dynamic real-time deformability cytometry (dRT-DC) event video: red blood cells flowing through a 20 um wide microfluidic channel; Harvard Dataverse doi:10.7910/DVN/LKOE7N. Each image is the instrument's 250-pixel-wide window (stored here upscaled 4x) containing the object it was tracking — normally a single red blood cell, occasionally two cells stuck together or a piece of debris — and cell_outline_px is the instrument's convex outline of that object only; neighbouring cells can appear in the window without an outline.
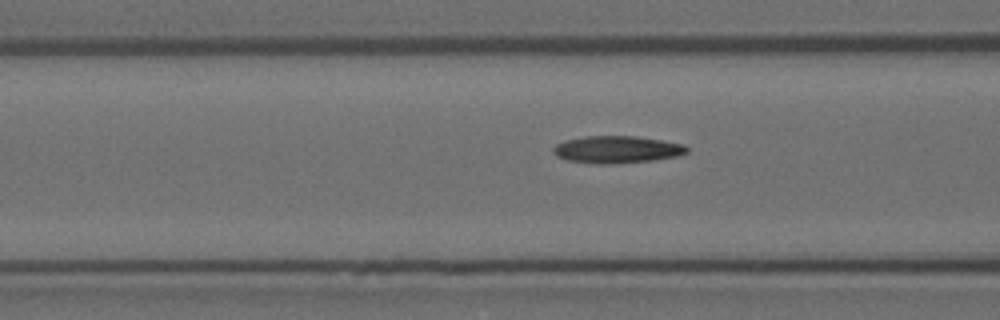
{"species": "Egyptian fruit bat (a non-hibernating species)", "species_latin": "Rousettus aegyptiacus", "temperature_condition": "room temperature", "stored_images_in_passage": 32, "camera_frame_rate_fps": 3000, "um_per_image_px": 0.085, "animal": {"sex": "female"}, "frame": {"image": 1, "passage_image": 10, "time_ms": 3.0, "image_size_px": [1000, 320], "cell_outline_px": [[688, 152], [676, 156], [652, 160], [608, 164], [604, 164], [568, 160], [556, 156], [552, 152], [552, 148], [556, 144], [564, 140], [584, 136], [636, 136], [684, 144], [688, 148]], "centroid_in_image_um": [52.4, 12.69], "position_along_channel_um": 114.2, "area_um2": 21.04}}
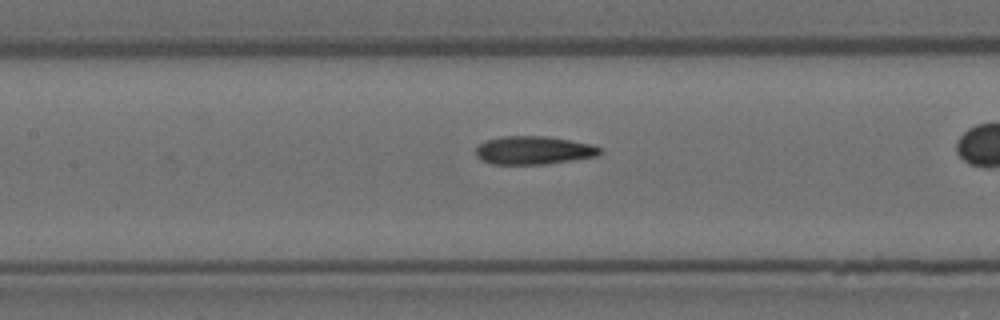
{"frame": {"image": 2, "passage_image": 14, "time_ms": 4.333, "image_size_px": [1000, 320], "cell_outline_px": [[604, 152], [596, 156], [544, 164], [492, 164], [480, 160], [476, 156], [476, 148], [480, 144], [488, 140], [500, 136], [548, 136], [592, 144], [604, 148]], "centroid_in_image_um": [45.38, 12.77], "position_along_channel_um": 162.0, "area_um2": 20.52}}
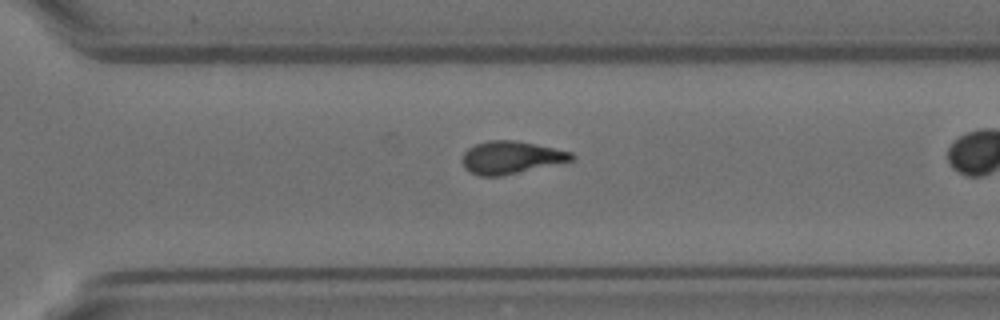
{"frame": {"image": 3, "passage_image": 28, "time_ms": 9.0, "image_size_px": [1000, 320], "cell_outline_px": [[576, 156], [572, 160], [500, 176], [480, 176], [464, 168], [460, 160], [464, 152], [468, 148], [476, 144], [488, 140], [516, 140], [572, 152]], "centroid_in_image_um": [43.38, 13.37], "position_along_channel_um": 327.2, "area_um2": 20.58}}